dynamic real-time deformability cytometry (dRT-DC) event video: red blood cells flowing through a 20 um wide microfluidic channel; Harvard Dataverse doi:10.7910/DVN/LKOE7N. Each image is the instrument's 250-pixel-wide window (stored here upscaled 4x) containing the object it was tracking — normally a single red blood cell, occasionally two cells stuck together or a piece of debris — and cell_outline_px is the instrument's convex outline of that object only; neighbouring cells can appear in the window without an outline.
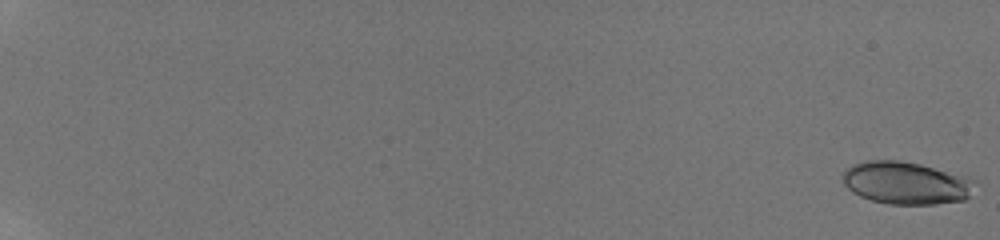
{"species": "human", "species_latin": "Homo sapiens", "temperature_condition": "room temperature", "stored_images_in_passage": 40, "camera_frame_rate_fps": 3000, "um_per_image_px": 0.085, "donor": {"sex": "male"}, "frame": {"image": 1, "passage_image": 1, "time_ms": 0.0, "image_size_px": [1000, 240], "cell_outline_px": [[980, 184], [964, 200], [936, 204], [888, 204], [872, 200], [860, 196], [852, 192], [844, 184], [844, 172], [852, 164], [868, 160], [900, 160], [920, 164], [968, 176], [976, 180]], "centroid_in_image_um": [77.09, 15.55], "position_along_channel_um": 7.9, "area_um2": 33.06}}
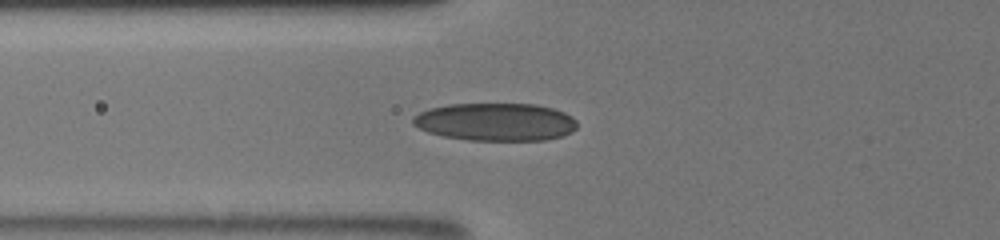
{"frame": {"image": 2, "passage_image": 20, "time_ms": 8.333, "image_size_px": [1000, 240], "cell_outline_px": [[576, 128], [572, 132], [564, 136], [544, 140], [468, 140], [444, 136], [428, 132], [412, 124], [412, 116], [428, 108], [448, 104], [536, 104], [552, 108], [564, 112], [572, 116], [576, 120]], "centroid_in_image_um": [42.12, 10.36], "position_along_channel_um": 83.7, "area_um2": 36.36}}
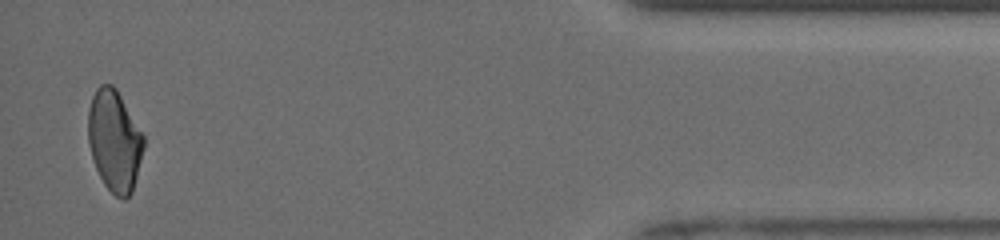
{"frame": {"image": 3, "passage_image": 40, "time_ms": 18.333, "image_size_px": [1000, 240], "cell_outline_px": [[144, 148], [132, 192], [124, 200], [120, 200], [104, 184], [96, 168], [88, 144], [88, 108], [92, 96], [96, 88], [100, 84], [112, 84], [116, 88], [144, 136]], "centroid_in_image_um": [9.72, 11.95], "position_along_channel_um": 425.5, "area_um2": 32.71}, "authors_computed_cell_mechanics": {"area_um2": 33.6396, "velocity_mm_per_s": 3.9735, "shape_relaxation_time_tau1_ms": 6.2336, "shape_relaxation_time_tau2_ms": 3.2731, "deformation_change_tau1": 0.1665, "deformation_change_tau2": 0.0876}}